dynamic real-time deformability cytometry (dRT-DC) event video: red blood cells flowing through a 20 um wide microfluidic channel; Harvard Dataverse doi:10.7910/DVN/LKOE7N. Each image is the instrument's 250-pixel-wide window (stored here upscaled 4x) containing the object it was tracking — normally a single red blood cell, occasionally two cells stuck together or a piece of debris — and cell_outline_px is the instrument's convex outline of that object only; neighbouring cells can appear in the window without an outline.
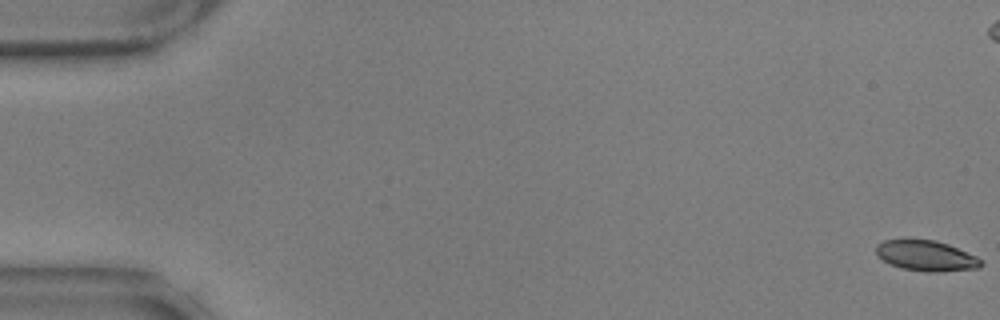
{"species": "common noctule bat (a hibernating species)", "species_latin": "Nyctalus noctula", "temperature_condition": "warm", "stored_images_in_passage": 9, "camera_frame_rate_fps": 3000, "um_per_image_px": 0.085, "animal": {"sex": "male", "body_mass_g": 17.9, "forearm_length_mm": 54.2}, "frame": {"image": 1, "passage_image": 1, "time_ms": 0.0, "image_size_px": [1000, 320], "cell_outline_px": [[984, 264], [980, 268], [940, 272], [924, 272], [900, 268], [884, 260], [876, 252], [876, 244], [884, 240], [904, 236], [936, 240], [948, 244], [976, 256]], "centroid_in_image_um": [78.69, 21.69], "position_along_channel_um": 6.3, "area_um2": 19.31}}